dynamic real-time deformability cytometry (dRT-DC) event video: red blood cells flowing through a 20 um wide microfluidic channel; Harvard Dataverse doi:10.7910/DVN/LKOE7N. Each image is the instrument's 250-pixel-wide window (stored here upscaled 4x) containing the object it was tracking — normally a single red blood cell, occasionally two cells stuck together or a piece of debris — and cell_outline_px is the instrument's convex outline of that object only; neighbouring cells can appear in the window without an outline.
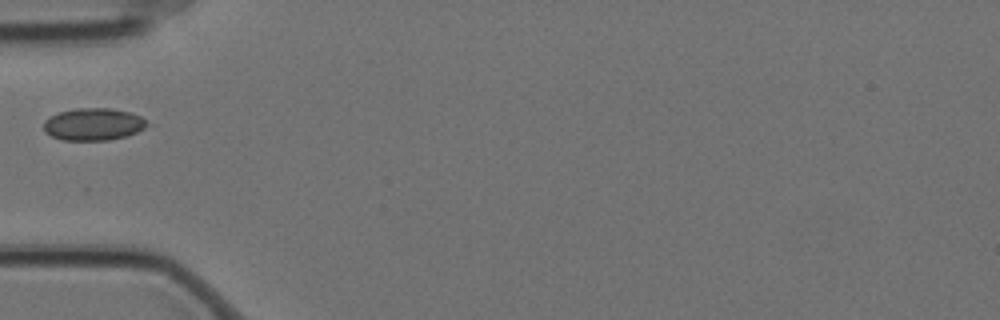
{"species": "Egyptian fruit bat (a non-hibernating species)", "species_latin": "Rousettus aegyptiacus", "temperature_condition": "cold", "stored_images_in_passage": 1, "camera_frame_rate_fps": 3000, "um_per_image_px": 0.085, "animal": {"sex": "female"}, "frame": {"image": 1, "passage_image": 1, "time_ms": 0.0, "image_size_px": [1000, 320], "cell_outline_px": [[156, 124], [128, 136], [108, 140], [60, 140], [44, 132], [44, 120], [48, 116], [60, 112], [76, 108], [112, 108], [128, 112], [140, 116]], "centroid_in_image_um": [8.0, 10.56], "position_along_channel_um": 77.0, "area_um2": 19.94}}